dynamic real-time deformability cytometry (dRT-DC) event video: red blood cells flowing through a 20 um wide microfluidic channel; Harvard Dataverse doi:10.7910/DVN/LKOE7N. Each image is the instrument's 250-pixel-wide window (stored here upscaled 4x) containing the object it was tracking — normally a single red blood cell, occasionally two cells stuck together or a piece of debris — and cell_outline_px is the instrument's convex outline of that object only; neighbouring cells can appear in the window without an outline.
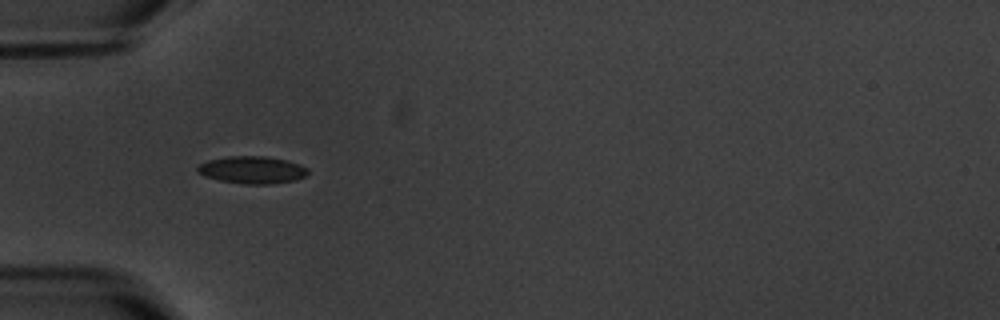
{"species": "common noctule bat (a hibernating species)", "species_latin": "Nyctalus noctula", "temperature_condition": "warm", "stored_images_in_passage": 6, "camera_frame_rate_fps": 3000, "um_per_image_px": 0.085, "animal": {"sex": "male", "body_mass_g": 20.1, "forearm_length_mm": 53.5}, "frame": {"image": 1, "passage_image": 5, "time_ms": 5.0, "image_size_px": [1000, 320], "cell_outline_px": [[308, 176], [296, 180], [268, 184], [244, 184], [220, 180], [204, 176], [196, 172], [196, 168], [200, 164], [208, 160], [228, 156], [264, 156], [288, 160], [300, 164], [308, 168]], "centroid_in_image_um": [21.46, 14.44], "position_along_channel_um": 63.5, "area_um2": 17.74}}